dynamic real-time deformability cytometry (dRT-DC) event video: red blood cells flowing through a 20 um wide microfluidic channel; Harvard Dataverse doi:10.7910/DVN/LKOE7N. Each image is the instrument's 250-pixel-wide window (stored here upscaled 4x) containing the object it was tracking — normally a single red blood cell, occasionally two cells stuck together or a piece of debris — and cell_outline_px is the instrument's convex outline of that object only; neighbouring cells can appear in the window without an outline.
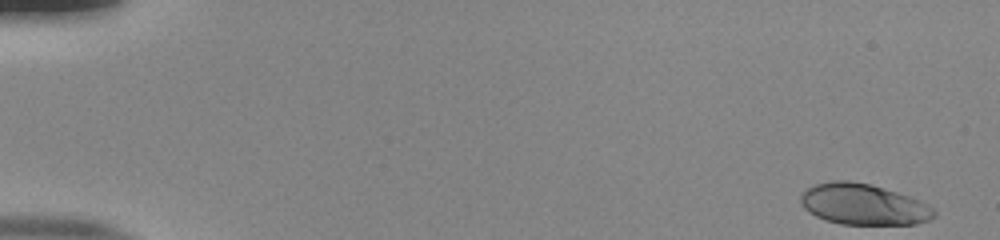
{"species": "human", "species_latin": "Homo sapiens", "temperature_condition": "room temperature", "stored_images_in_passage": 52, "camera_frame_rate_fps": 3000, "um_per_image_px": 0.085, "donor": {"sex": "male"}, "frame": {"image": 1, "passage_image": 1, "time_ms": 0.0, "image_size_px": [1000, 240], "cell_outline_px": [[936, 216], [928, 220], [916, 224], [840, 224], [824, 220], [808, 212], [800, 204], [800, 196], [808, 188], [816, 184], [832, 180], [848, 180], [872, 184], [908, 196], [932, 208], [936, 212]], "centroid_in_image_um": [73.34, 17.37], "position_along_channel_um": 11.7, "area_um2": 31.73}}
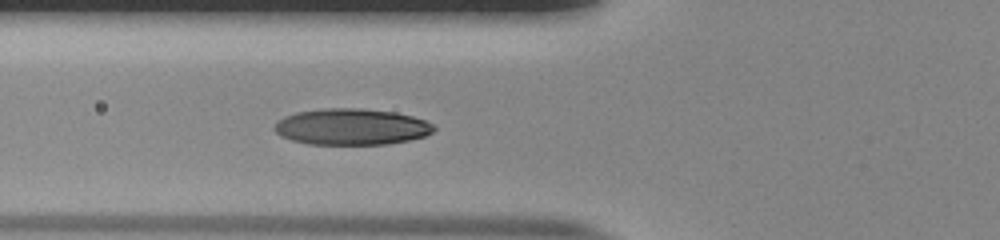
{"frame": {"image": 2, "passage_image": 20, "time_ms": 6.333, "image_size_px": [1000, 240], "cell_outline_px": [[436, 128], [432, 132], [424, 136], [408, 140], [388, 144], [308, 144], [292, 140], [280, 136], [272, 128], [276, 120], [284, 116], [296, 112], [324, 108], [364, 108], [396, 112], [412, 116], [424, 120], [432, 124]], "centroid_in_image_um": [29.83, 10.77], "position_along_channel_um": 96.0, "area_um2": 33.93}}
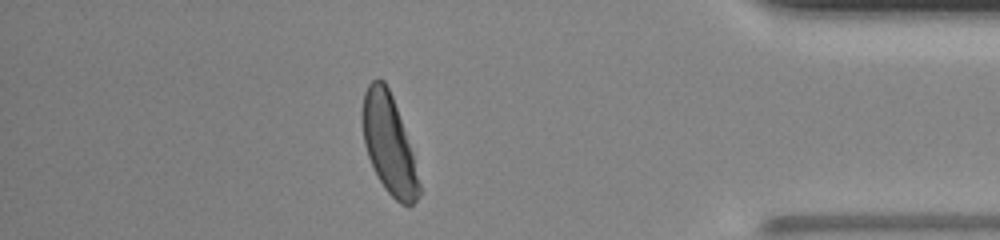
{"frame": {"image": 3, "passage_image": 46, "time_ms": 15.0, "image_size_px": [1000, 240], "cell_outline_px": [[420, 196], [408, 208], [400, 204], [384, 188], [368, 156], [364, 144], [360, 116], [364, 92], [368, 84], [372, 80], [384, 80], [392, 96], [412, 152], [420, 184]], "centroid_in_image_um": [33.03, 12.26], "position_along_channel_um": 402.2, "area_um2": 32.48}, "authors_computed_cell_mechanics": {"area_um2": 33.1483, "velocity_mm_per_s": 3.8899, "shape_relaxation_time_tau1_ms": 2.9735, "shape_relaxation_time_tau2_ms": null, "deformation_change_tau1": 0.1976, "deformation_change_tau2": null}}